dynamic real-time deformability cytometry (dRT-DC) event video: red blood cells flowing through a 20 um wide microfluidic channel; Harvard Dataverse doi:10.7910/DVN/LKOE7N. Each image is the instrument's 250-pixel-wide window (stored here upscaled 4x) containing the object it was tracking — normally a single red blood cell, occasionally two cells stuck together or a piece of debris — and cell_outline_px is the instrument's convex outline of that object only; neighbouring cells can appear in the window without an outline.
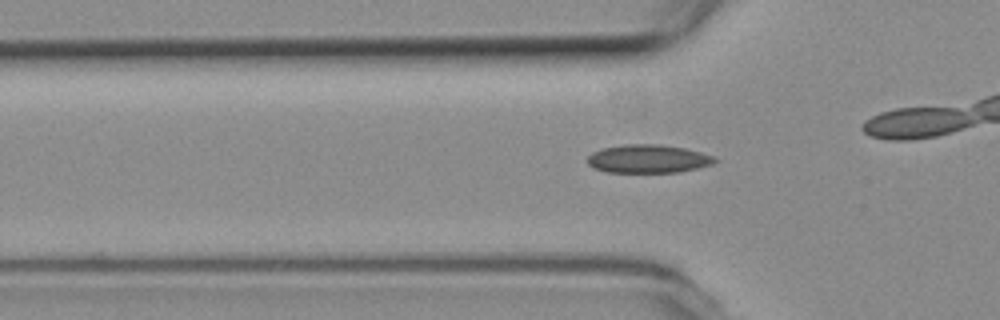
{"species": "common noctule bat (a hibernating species)", "species_latin": "Nyctalus noctula", "temperature_condition": "room temperature", "stored_images_in_passage": 38, "camera_frame_rate_fps": 3000, "um_per_image_px": 0.085, "animal": {"sex": "female", "body_mass_g": 19.3, "forearm_length_mm": 54.1}, "frame": {"image": 1, "passage_image": 12, "time_ms": 3.667, "image_size_px": [1000, 320], "cell_outline_px": [[716, 160], [712, 164], [680, 172], [608, 172], [592, 168], [588, 164], [588, 156], [592, 152], [604, 148], [624, 144], [660, 144], [684, 148], [700, 152], [712, 156]], "centroid_in_image_um": [55.05, 13.5], "position_along_channel_um": 70.7, "area_um2": 20.87}}
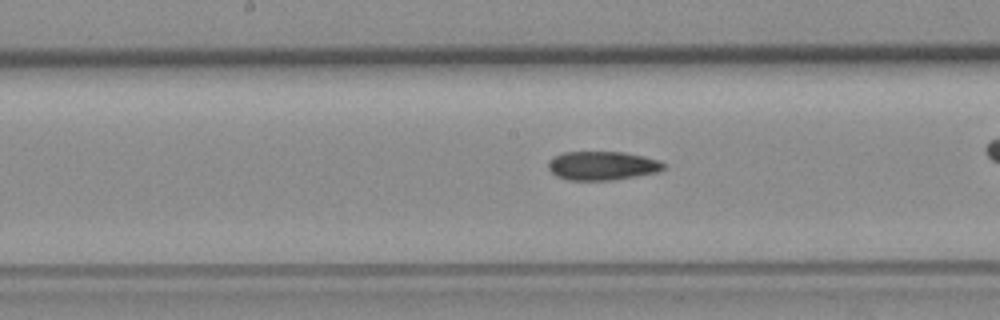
{"frame": {"image": 2, "passage_image": 22, "time_ms": 7.0, "image_size_px": [1000, 320], "cell_outline_px": [[664, 168], [660, 172], [616, 180], [568, 180], [556, 176], [548, 168], [548, 164], [556, 156], [564, 152], [624, 152], [644, 156], [660, 160], [664, 164]], "centroid_in_image_um": [51.25, 14.09], "position_along_channel_um": 197.0, "area_um2": 19.42}}